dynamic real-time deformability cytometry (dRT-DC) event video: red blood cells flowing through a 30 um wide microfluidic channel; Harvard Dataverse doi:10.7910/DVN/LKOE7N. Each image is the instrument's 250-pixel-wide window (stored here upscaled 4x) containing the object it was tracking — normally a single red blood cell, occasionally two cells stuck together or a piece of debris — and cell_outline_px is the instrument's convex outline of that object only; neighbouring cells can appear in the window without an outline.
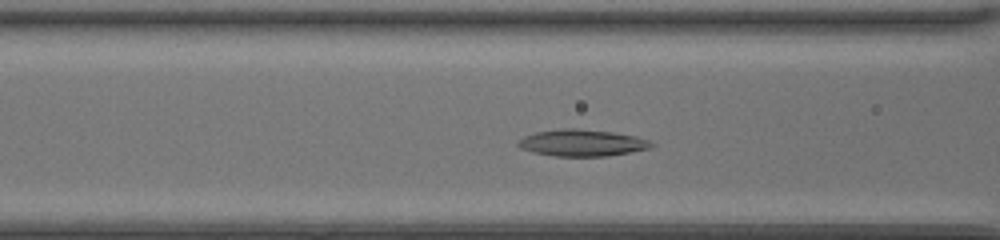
{"species": "common noctule bat (a hibernating species)", "species_latin": "Nyctalus noctula", "temperature_condition": "room temperature", "stored_images_in_passage": 40, "camera_frame_rate_fps": 3000, "um_per_image_px": 0.085, "animal": {"sex": "female", "body_mass_g": 20.0, "forearm_length_mm": 54.0}, "frame": {"image": 1, "passage_image": 12, "time_ms": 3.667, "image_size_px": [1000, 240], "cell_outline_px": [[656, 144], [652, 148], [608, 156], [556, 156], [532, 152], [520, 148], [516, 144], [524, 136], [536, 132], [560, 128], [576, 128], [612, 132], [636, 136], [648, 140]], "centroid_in_image_um": [49.49, 12.14], "position_along_channel_um": 117.1, "area_um2": 20.81}}
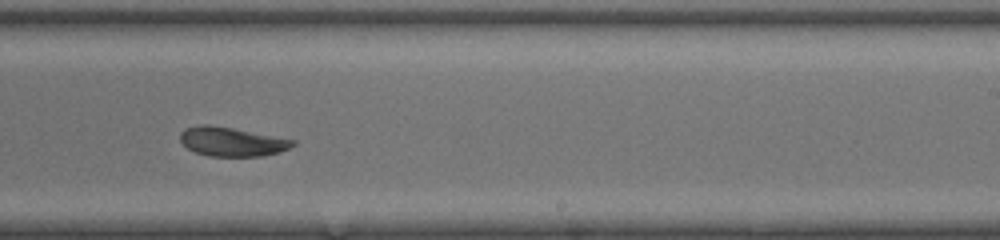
{"frame": {"image": 2, "passage_image": 23, "time_ms": 7.333, "image_size_px": [1000, 240], "cell_outline_px": [[296, 144], [280, 152], [264, 156], [208, 156], [196, 152], [188, 148], [180, 140], [180, 132], [184, 128], [200, 124], [208, 124], [232, 128], [296, 140]], "centroid_in_image_um": [19.7, 12.04], "position_along_channel_um": 269.3, "area_um2": 19.07}}
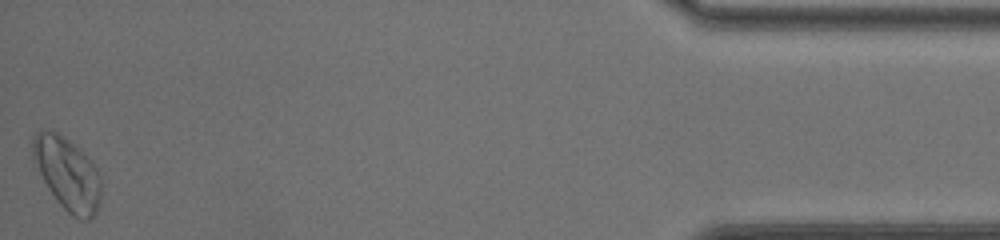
{"frame": {"image": 3, "passage_image": 40, "time_ms": 13.0, "image_size_px": [1000, 240], "cell_outline_px": [[100, 204], [96, 212], [88, 220], [84, 220], [72, 216], [56, 200], [48, 188], [32, 160], [32, 136], [36, 132], [44, 128], [48, 128], [56, 132], [68, 140], [96, 168], [100, 176]], "centroid_in_image_um": [5.68, 14.76], "position_along_channel_um": 429.5, "area_um2": 28.61}, "authors_computed_cell_mechanics": {"area_um2": 20.7213, "velocity_mm_per_s": 4.155, "shape_relaxation_time_tau1_ms": 3.4719, "shape_relaxation_time_tau2_ms": 7.3619, "deformation_change_tau1": 0.1282, "deformation_change_tau2": 0.1476}}